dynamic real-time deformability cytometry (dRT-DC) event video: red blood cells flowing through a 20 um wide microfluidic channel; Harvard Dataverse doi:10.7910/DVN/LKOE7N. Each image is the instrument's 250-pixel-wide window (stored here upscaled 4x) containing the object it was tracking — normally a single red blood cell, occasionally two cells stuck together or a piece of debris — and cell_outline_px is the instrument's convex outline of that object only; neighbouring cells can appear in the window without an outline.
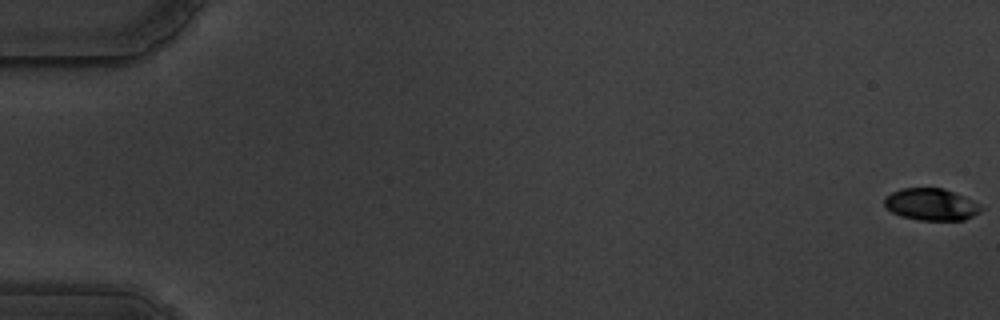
{"species": "common noctule bat (a hibernating species)", "species_latin": "Nyctalus noctula", "temperature_condition": "warm", "stored_images_in_passage": 12, "camera_frame_rate_fps": 3000, "um_per_image_px": 0.085, "animal": {"sex": "male", "body_mass_g": 19.5, "forearm_length_mm": 54.6}, "frame": {"image": 1, "passage_image": 1, "time_ms": 0.0, "image_size_px": [1000, 320], "cell_outline_px": [[984, 208], [980, 212], [964, 220], [920, 220], [900, 216], [892, 212], [884, 204], [884, 196], [892, 192], [904, 188], [944, 188], [964, 196], [980, 204]], "centroid_in_image_um": [79.16, 17.37], "position_along_channel_um": 5.8, "area_um2": 18.03}}